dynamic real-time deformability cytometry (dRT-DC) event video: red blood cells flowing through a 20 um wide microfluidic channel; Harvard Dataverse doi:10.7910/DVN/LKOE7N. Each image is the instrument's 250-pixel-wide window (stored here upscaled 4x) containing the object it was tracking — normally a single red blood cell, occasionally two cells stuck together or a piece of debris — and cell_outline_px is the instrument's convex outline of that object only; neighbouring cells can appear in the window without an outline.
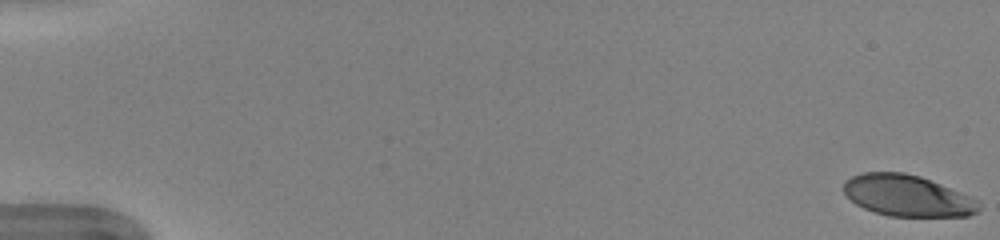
{"species": "human", "species_latin": "Homo sapiens", "temperature_condition": "warm", "stored_images_in_passage": 16, "camera_frame_rate_fps": 3000, "um_per_image_px": 0.085, "donor": {"sex": "female"}, "frame": {"image": 1, "passage_image": 1, "time_ms": 0.0, "image_size_px": [1000, 240], "cell_outline_px": [[980, 208], [976, 212], [968, 216], [888, 216], [864, 208], [856, 204], [844, 192], [844, 180], [852, 176], [864, 172], [904, 172], [920, 176], [960, 192], [976, 200], [980, 204]], "centroid_in_image_um": [77.1, 16.63], "position_along_channel_um": 7.9, "area_um2": 32.25}}
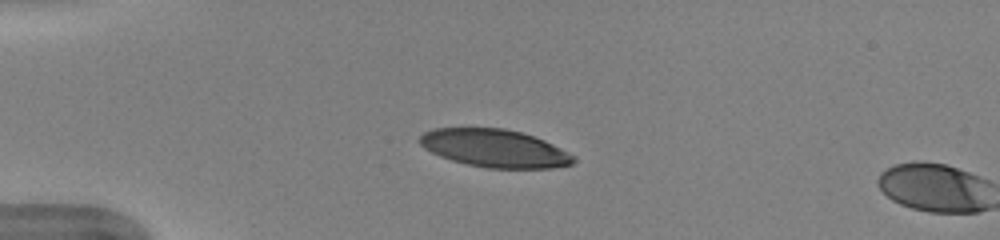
{"frame": {"image": 2, "passage_image": 14, "time_ms": 4.333, "image_size_px": [1000, 240], "cell_outline_px": [[576, 160], [572, 164], [552, 168], [488, 168], [468, 164], [452, 160], [440, 156], [424, 148], [420, 144], [420, 136], [424, 132], [436, 128], [504, 128], [520, 132], [544, 140], [576, 156]], "centroid_in_image_um": [42.06, 12.61], "position_along_channel_um": 42.9, "area_um2": 33.7}}